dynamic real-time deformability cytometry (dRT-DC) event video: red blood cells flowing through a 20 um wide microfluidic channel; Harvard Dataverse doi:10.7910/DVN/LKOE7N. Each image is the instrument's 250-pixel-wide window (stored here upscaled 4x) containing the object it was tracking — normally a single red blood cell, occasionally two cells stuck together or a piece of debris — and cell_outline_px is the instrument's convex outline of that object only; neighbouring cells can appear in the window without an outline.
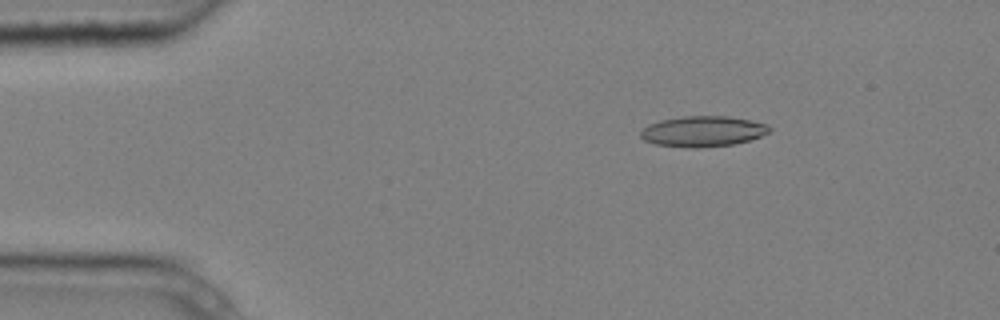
{"species": "common noctule bat (a hibernating species)", "species_latin": "Nyctalus noctula", "temperature_condition": "cold", "stored_images_in_passage": 4, "camera_frame_rate_fps": 3000, "um_per_image_px": 0.085, "animal": {"sex": "male", "body_mass_g": 20.4}, "frame": {"image": 1, "passage_image": 2, "time_ms": 0.333, "image_size_px": [1000, 320], "cell_outline_px": [[772, 132], [748, 140], [732, 144], [696, 148], [688, 148], [656, 144], [644, 140], [640, 136], [640, 132], [648, 124], [660, 120], [684, 116], [728, 116], [752, 120], [768, 124], [772, 128]], "centroid_in_image_um": [59.77, 11.15], "position_along_channel_um": 25.2, "area_um2": 23.06}}